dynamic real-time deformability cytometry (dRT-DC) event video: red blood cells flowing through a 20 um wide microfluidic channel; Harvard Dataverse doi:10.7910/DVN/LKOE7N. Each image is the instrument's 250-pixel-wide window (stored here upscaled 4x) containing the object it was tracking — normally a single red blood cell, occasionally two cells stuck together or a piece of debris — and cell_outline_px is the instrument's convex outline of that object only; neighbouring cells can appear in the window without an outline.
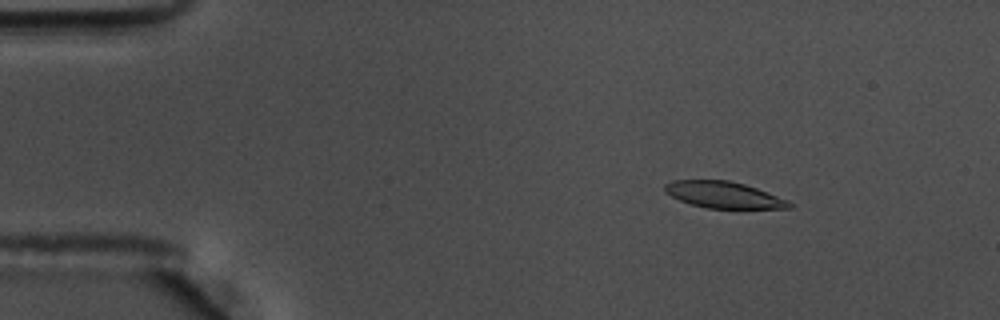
{"species": "common noctule bat (a hibernating species)", "species_latin": "Nyctalus noctula", "temperature_condition": "warm", "stored_images_in_passage": 57, "camera_frame_rate_fps": 3000, "um_per_image_px": 0.085, "animal": {"sex": "male", "body_mass_g": 17.5, "forearm_length_mm": 52.3}, "frame": {"image": 1, "passage_image": 9, "time_ms": 2.667, "image_size_px": [1000, 320], "cell_outline_px": [[792, 208], [708, 208], [692, 204], [680, 200], [664, 192], [664, 184], [672, 180], [728, 180], [744, 184], [756, 188], [788, 200], [792, 204]], "centroid_in_image_um": [61.49, 16.55], "position_along_channel_um": 23.5, "area_um2": 19.02}}
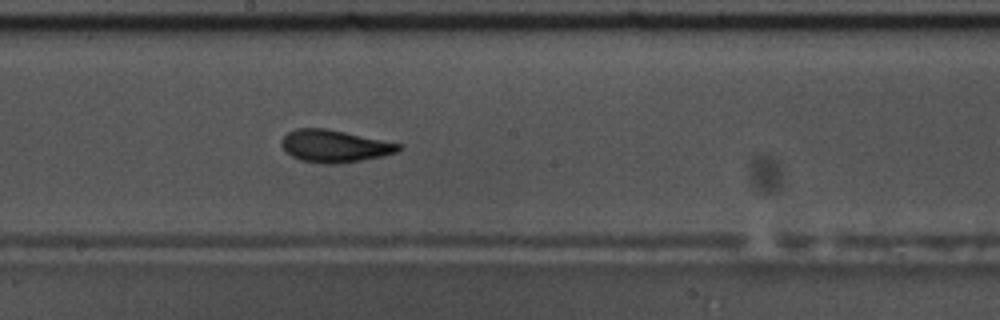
{"frame": {"image": 2, "passage_image": 32, "time_ms": 10.333, "image_size_px": [1000, 320], "cell_outline_px": [[404, 148], [396, 152], [380, 156], [340, 164], [324, 164], [300, 160], [292, 156], [280, 144], [280, 140], [288, 132], [296, 128], [328, 128], [404, 144]], "centroid_in_image_um": [28.46, 12.4], "position_along_channel_um": 219.7, "area_um2": 22.25}}
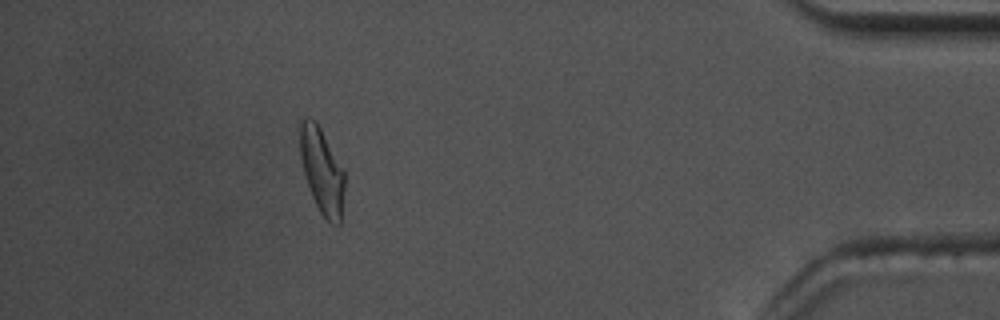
{"frame": {"image": 3, "passage_image": 52, "time_ms": 17.0, "image_size_px": [1000, 320], "cell_outline_px": [[344, 188], [340, 224], [332, 224], [320, 212], [312, 196], [304, 172], [300, 156], [300, 120], [304, 116], [308, 116], [316, 120], [344, 172]], "centroid_in_image_um": [27.34, 14.47], "position_along_channel_um": 407.9, "area_um2": 21.85}, "authors_computed_cell_mechanics": {"area_um2": 20.9814, "velocity_mm_per_s": 3.5984, "shape_relaxation_time_tau1_ms": 6.0522, "shape_relaxation_time_tau2_ms": 1.7884, "deformation_change_tau1": 0.1828, "deformation_change_tau2": 0.0943}}